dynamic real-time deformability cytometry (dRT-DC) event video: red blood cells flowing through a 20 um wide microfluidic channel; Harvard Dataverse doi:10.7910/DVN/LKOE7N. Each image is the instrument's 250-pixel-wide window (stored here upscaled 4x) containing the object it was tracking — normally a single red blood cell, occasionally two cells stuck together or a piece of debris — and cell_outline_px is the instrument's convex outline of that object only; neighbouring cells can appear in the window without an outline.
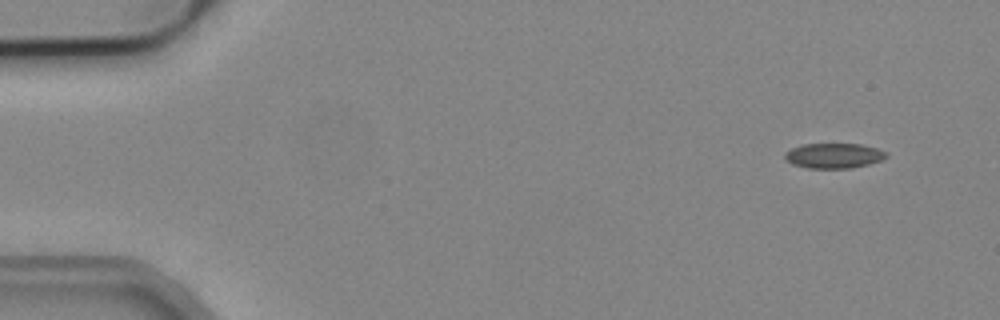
{"species": "common noctule bat (a hibernating species)", "species_latin": "Nyctalus noctula", "temperature_condition": "cold", "stored_images_in_passage": 6, "camera_frame_rate_fps": 3000, "um_per_image_px": 0.085, "animal": {"sex": "male", "body_mass_g": 19.2, "forearm_length_mm": 51.8}, "frame": {"image": 1, "passage_image": 1, "time_ms": 0.0, "image_size_px": [1000, 320], "cell_outline_px": [[888, 156], [880, 160], [868, 164], [852, 168], [808, 168], [792, 164], [784, 156], [784, 152], [800, 144], [860, 144], [876, 148], [888, 152]], "centroid_in_image_um": [70.87, 13.23], "position_along_channel_um": 14.1, "area_um2": 14.8}}
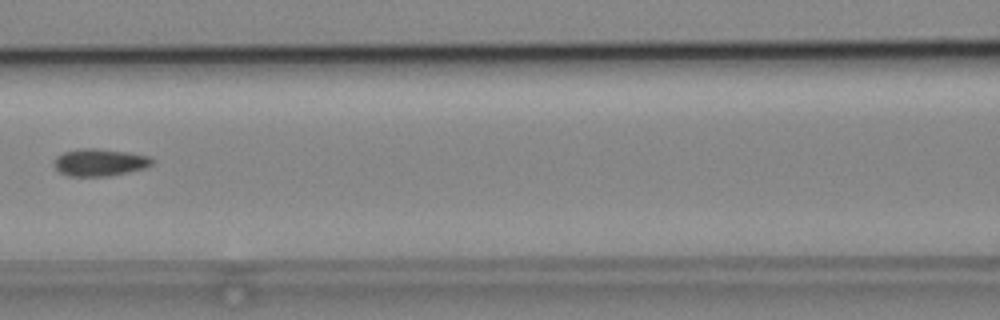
{"frame": {"image": 2, "passage_image": 6, "time_ms": 1.667, "image_size_px": [1000, 320], "cell_outline_px": [[152, 164], [144, 168], [108, 176], [68, 176], [60, 172], [52, 164], [56, 156], [64, 152], [80, 148], [96, 148], [128, 152], [148, 156], [152, 160]], "centroid_in_image_um": [8.42, 13.79], "position_along_channel_um": 158.2, "area_um2": 15.49}}